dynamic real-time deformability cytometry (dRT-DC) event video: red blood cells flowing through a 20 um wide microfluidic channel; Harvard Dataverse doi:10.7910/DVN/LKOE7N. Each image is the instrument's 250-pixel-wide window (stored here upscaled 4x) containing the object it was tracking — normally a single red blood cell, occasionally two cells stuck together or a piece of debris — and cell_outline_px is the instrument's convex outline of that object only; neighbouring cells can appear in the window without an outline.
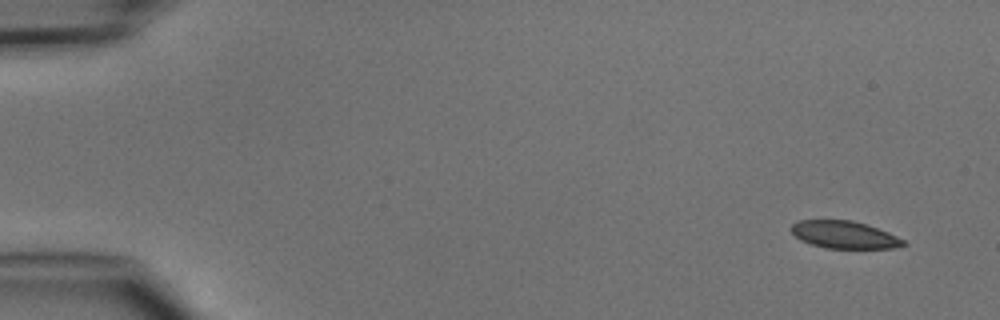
{"species": "common noctule bat (a hibernating species)", "species_latin": "Nyctalus noctula", "temperature_condition": "cold", "stored_images_in_passage": 4, "camera_frame_rate_fps": 3000, "um_per_image_px": 0.085, "animal": {"sex": "male", "body_mass_g": 15.6}, "frame": {"image": 1, "passage_image": 1, "time_ms": 0.0, "image_size_px": [1000, 320], "cell_outline_px": [[908, 244], [892, 248], [824, 248], [800, 240], [788, 228], [796, 220], [852, 220], [888, 232], [904, 240]], "centroid_in_image_um": [71.72, 19.95], "position_along_channel_um": 13.3, "area_um2": 17.86}}
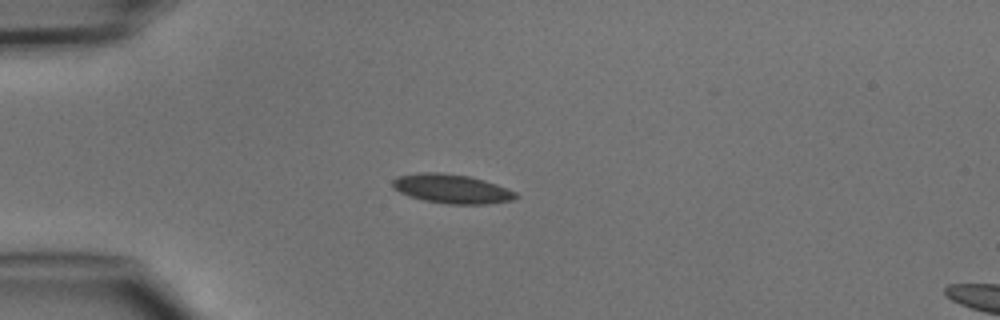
{"frame": {"image": 2, "passage_image": 4, "time_ms": 3.333, "image_size_px": [1000, 320], "cell_outline_px": [[520, 196], [512, 200], [488, 204], [448, 204], [424, 200], [408, 196], [392, 188], [392, 180], [396, 176], [420, 172], [440, 172], [468, 176], [484, 180], [496, 184], [516, 192]], "centroid_in_image_um": [38.37, 16.04], "position_along_channel_um": 46.6, "area_um2": 21.04}}